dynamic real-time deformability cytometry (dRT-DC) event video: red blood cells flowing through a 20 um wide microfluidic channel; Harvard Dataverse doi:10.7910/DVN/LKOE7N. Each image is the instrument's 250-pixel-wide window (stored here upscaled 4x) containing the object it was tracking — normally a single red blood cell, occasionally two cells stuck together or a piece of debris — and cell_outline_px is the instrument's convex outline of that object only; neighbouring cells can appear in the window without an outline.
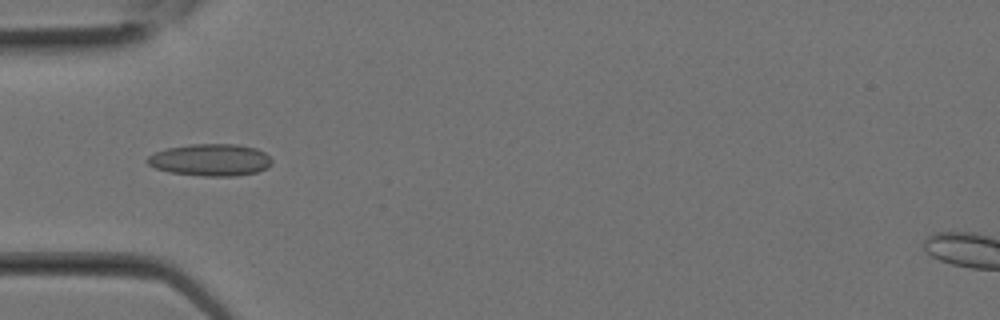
{"species": "Egyptian fruit bat (a non-hibernating species)", "species_latin": "Rousettus aegyptiacus", "temperature_condition": "room temperature", "stored_images_in_passage": 12, "camera_frame_rate_fps": 3000, "um_per_image_px": 0.085, "animal": {"sex": "female"}, "frame": {"image": 1, "passage_image": 3, "time_ms": 0.667, "image_size_px": [1000, 320], "cell_outline_px": [[272, 164], [256, 172], [236, 176], [204, 176], [168, 172], [156, 168], [148, 164], [144, 160], [148, 156], [156, 152], [168, 148], [192, 144], [236, 144], [256, 148], [264, 152], [272, 160]], "centroid_in_image_um": [17.87, 13.59], "position_along_channel_um": 67.1, "area_um2": 23.18}}
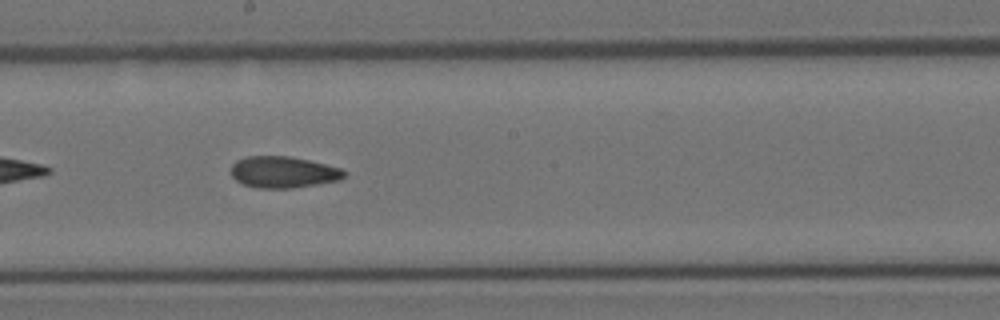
{"frame": {"image": 2, "passage_image": 9, "time_ms": 2.667, "image_size_px": [1000, 320], "cell_outline_px": [[348, 172], [340, 180], [292, 188], [256, 188], [244, 184], [236, 180], [232, 176], [232, 164], [236, 160], [248, 156], [288, 156], [308, 160], [340, 168]], "centroid_in_image_um": [24.07, 14.63], "position_along_channel_um": 224.1, "area_um2": 20.63}}
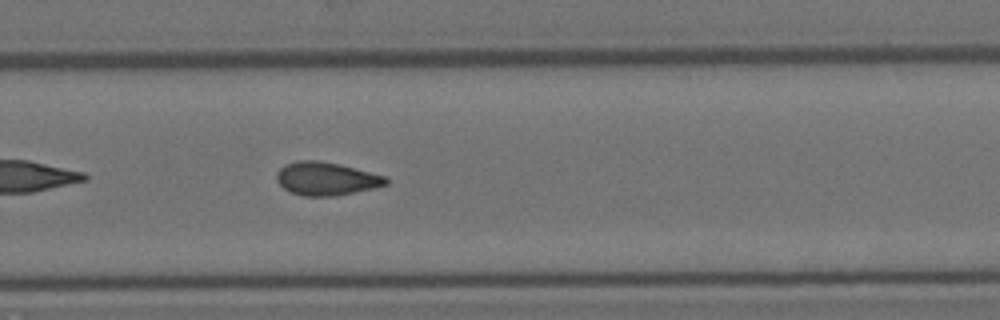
{"frame": {"image": 3, "passage_image": 12, "time_ms": 3.667, "image_size_px": [1000, 320], "cell_outline_px": [[388, 184], [376, 188], [332, 196], [304, 196], [292, 192], [284, 188], [276, 180], [276, 172], [284, 164], [296, 160], [316, 160], [340, 164], [388, 176]], "centroid_in_image_um": [27.75, 15.17], "position_along_channel_um": 302.1, "area_um2": 21.33}}